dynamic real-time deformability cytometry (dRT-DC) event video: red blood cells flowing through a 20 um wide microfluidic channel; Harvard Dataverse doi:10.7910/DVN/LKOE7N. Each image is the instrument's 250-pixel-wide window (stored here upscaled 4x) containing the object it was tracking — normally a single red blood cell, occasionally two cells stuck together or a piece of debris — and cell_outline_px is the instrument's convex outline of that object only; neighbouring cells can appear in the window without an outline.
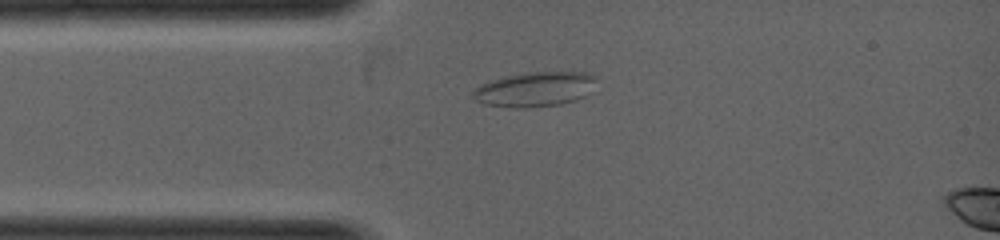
{"species": "common noctule bat (a hibernating species)", "species_latin": "Nyctalus noctula", "temperature_condition": "warm", "stored_images_in_passage": 7, "camera_frame_rate_fps": 5000, "um_per_image_px": 0.085, "animal": {"sex": "female", "body_mass_g": 19.0, "forearm_length_mm": 53.3}, "frame": {"image": 1, "passage_image": 1, "time_ms": 0.0, "image_size_px": [1000, 240], "cell_outline_px": [[596, 76], [592, 92], [576, 100], [560, 104], [528, 108], [508, 108], [484, 104], [476, 100], [472, 96], [472, 92], [476, 88], [488, 80], [508, 76], [532, 72], [584, 72]], "centroid_in_image_um": [45.46, 7.6], "position_along_channel_um": 39.5, "area_um2": 25.09}}
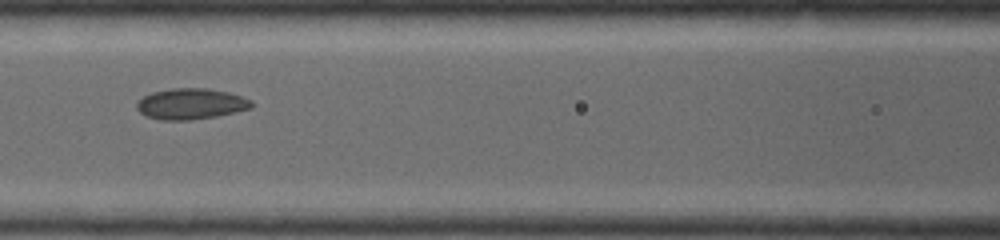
{"frame": {"image": 2, "passage_image": 5, "time_ms": 1.4, "image_size_px": [1000, 240], "cell_outline_px": [[252, 108], [236, 112], [216, 116], [192, 120], [160, 120], [144, 116], [136, 108], [136, 104], [144, 96], [152, 92], [172, 88], [208, 88], [228, 92], [252, 100]], "centroid_in_image_um": [16.22, 8.83], "position_along_channel_um": 150.4, "area_um2": 20.75}}
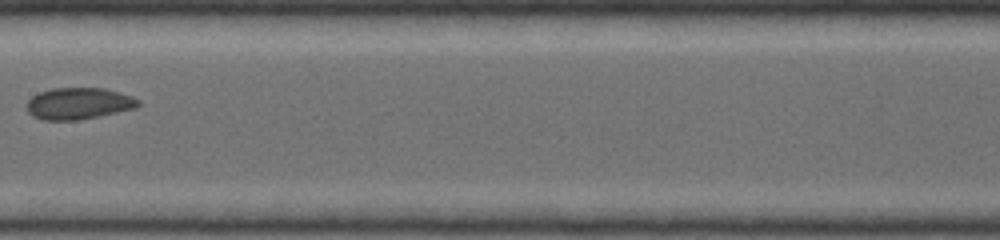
{"frame": {"image": 3, "passage_image": 7, "time_ms": 2.0, "image_size_px": [1000, 240], "cell_outline_px": [[140, 104], [136, 108], [100, 116], [76, 120], [44, 120], [32, 116], [28, 112], [28, 100], [32, 96], [40, 92], [52, 88], [104, 88], [120, 92], [132, 96], [140, 100]], "centroid_in_image_um": [6.71, 8.79], "position_along_channel_um": 200.7, "area_um2": 20.58}}